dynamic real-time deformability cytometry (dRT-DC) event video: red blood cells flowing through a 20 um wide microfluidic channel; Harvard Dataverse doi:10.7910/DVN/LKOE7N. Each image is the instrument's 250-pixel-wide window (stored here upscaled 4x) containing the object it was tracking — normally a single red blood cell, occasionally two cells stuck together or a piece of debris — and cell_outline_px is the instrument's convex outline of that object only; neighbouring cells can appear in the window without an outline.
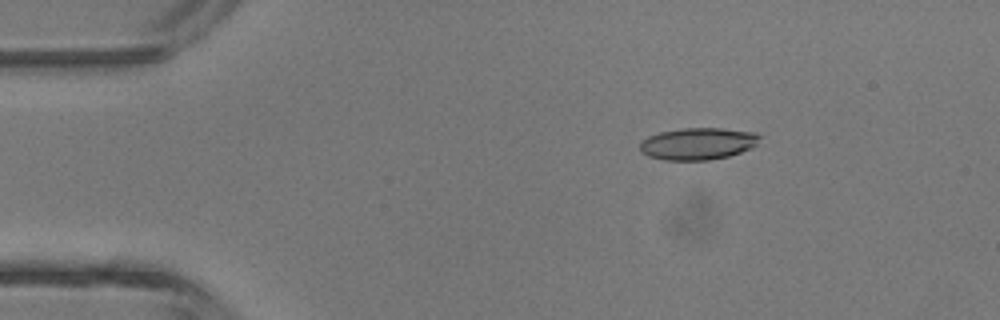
{"species": "common noctule bat (a hibernating species)", "species_latin": "Nyctalus noctula", "temperature_condition": "room temperature", "stored_images_in_passage": 4, "camera_frame_rate_fps": 3000, "um_per_image_px": 0.085, "animal": {"sex": "male", "body_mass_g": 13.3}, "frame": {"image": 1, "passage_image": 2, "time_ms": 1.0, "image_size_px": [1000, 320], "cell_outline_px": [[760, 136], [756, 144], [740, 152], [728, 156], [708, 160], [664, 160], [648, 156], [640, 152], [640, 140], [648, 136], [660, 132], [684, 128], [720, 128], [756, 132]], "centroid_in_image_um": [59.27, 12.21], "position_along_channel_um": 25.7, "area_um2": 22.25}}
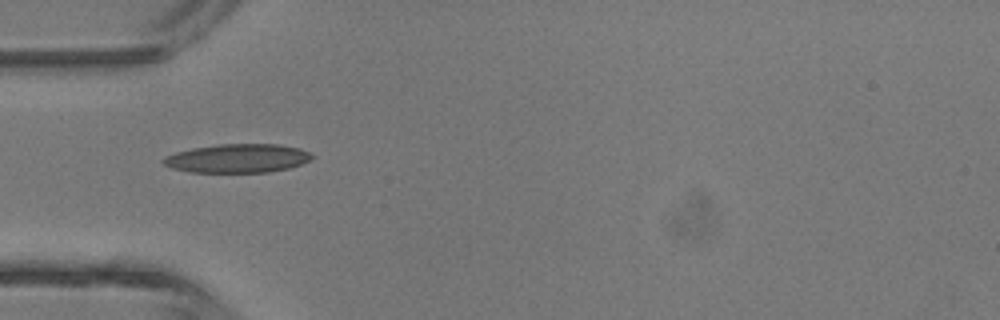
{"frame": {"image": 2, "passage_image": 4, "time_ms": 3.333, "image_size_px": [1000, 320], "cell_outline_px": [[316, 156], [312, 160], [288, 168], [268, 172], [192, 172], [172, 168], [164, 164], [160, 160], [164, 156], [176, 152], [192, 148], [216, 144], [276, 144], [300, 148]], "centroid_in_image_um": [20.19, 13.45], "position_along_channel_um": 64.8, "area_um2": 24.97}}